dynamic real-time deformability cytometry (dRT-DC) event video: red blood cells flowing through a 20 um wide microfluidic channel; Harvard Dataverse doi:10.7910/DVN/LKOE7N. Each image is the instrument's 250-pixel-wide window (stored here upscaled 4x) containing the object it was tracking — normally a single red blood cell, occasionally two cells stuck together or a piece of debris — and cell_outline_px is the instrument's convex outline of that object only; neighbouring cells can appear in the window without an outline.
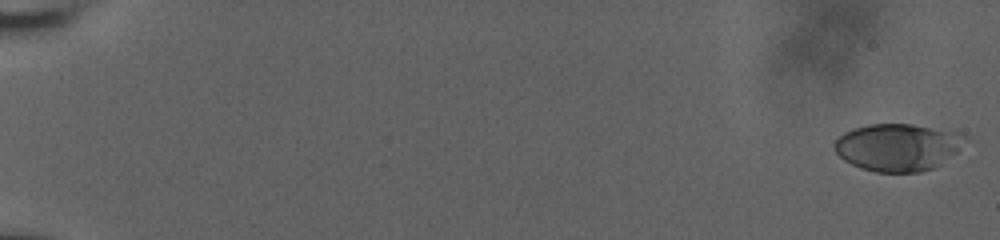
{"species": "human", "species_latin": "Homo sapiens", "temperature_condition": "room temperature", "stored_images_in_passage": 44, "camera_frame_rate_fps": 3000, "um_per_image_px": 0.085, "donor": {"sex": "male"}, "frame": {"image": 1, "passage_image": 1, "time_ms": 0.0, "image_size_px": [1000, 240], "cell_outline_px": [[964, 136], [956, 152], [940, 164], [932, 168], [920, 172], [876, 172], [860, 168], [844, 160], [832, 148], [832, 144], [844, 132], [852, 128], [868, 124], [912, 124], [960, 132]], "centroid_in_image_um": [76.24, 12.5], "position_along_channel_um": 8.8, "area_um2": 35.84}}
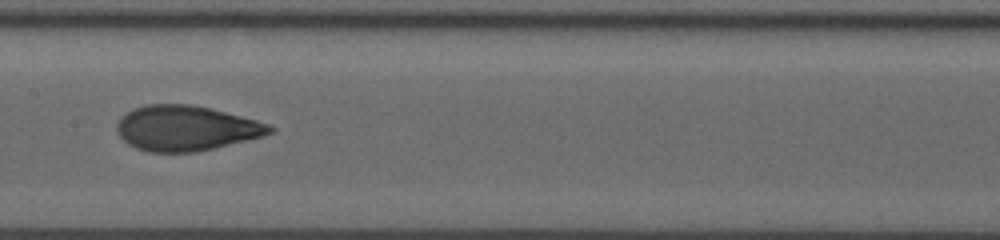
{"frame": {"image": 2, "passage_image": 24, "time_ms": 11.0, "image_size_px": [1000, 240], "cell_outline_px": [[276, 128], [272, 132], [260, 136], [196, 152], [148, 152], [136, 148], [128, 144], [120, 136], [116, 128], [116, 124], [120, 116], [136, 108], [148, 104], [192, 104], [212, 108], [256, 120], [268, 124]], "centroid_in_image_um": [15.77, 10.88], "position_along_channel_um": 191.6, "area_um2": 39.94}}
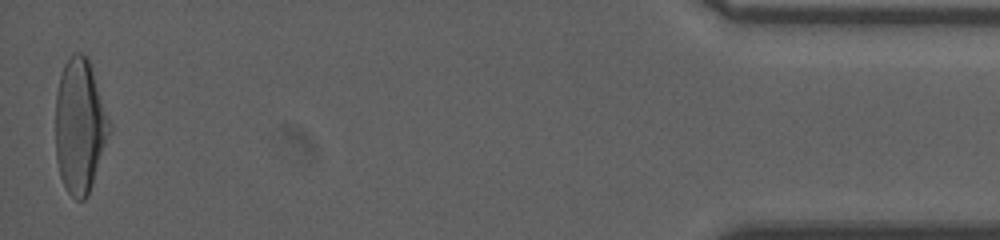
{"frame": {"image": 3, "passage_image": 44, "time_ms": 19.667, "image_size_px": [1000, 240], "cell_outline_px": [[112, 128], [88, 196], [84, 200], [76, 200], [68, 192], [60, 176], [56, 160], [56, 92], [60, 76], [64, 64], [72, 52], [80, 52], [88, 56], [112, 124]], "centroid_in_image_um": [6.8, 10.68], "position_along_channel_um": 428.4, "area_um2": 42.66}, "authors_computed_cell_mechanics": {"area_um2": 39.2462, "velocity_mm_per_s": 3.6665, "shape_relaxation_time_tau1_ms": 4.7174, "shape_relaxation_time_tau2_ms": 1.0568, "deformation_change_tau1": 0.1851, "deformation_change_tau2": 0.0724}}